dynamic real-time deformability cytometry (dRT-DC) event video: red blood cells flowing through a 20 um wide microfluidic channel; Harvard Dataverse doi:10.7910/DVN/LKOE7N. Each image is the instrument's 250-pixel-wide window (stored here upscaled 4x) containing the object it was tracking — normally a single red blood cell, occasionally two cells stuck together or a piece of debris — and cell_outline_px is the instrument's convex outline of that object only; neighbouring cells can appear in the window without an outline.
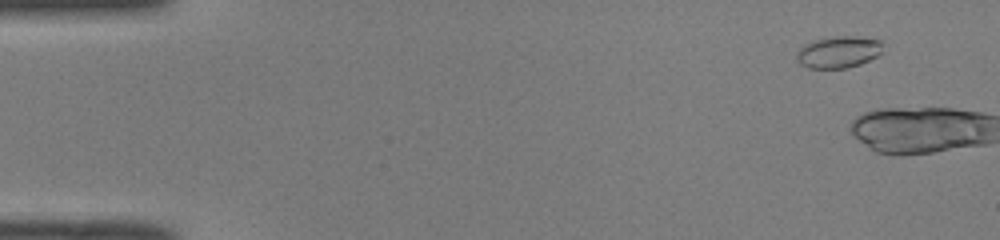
{"species": "common noctule bat (a hibernating species)", "species_latin": "Nyctalus noctula", "temperature_condition": "room temperature", "stored_images_in_passage": 3, "camera_frame_rate_fps": 3000, "um_per_image_px": 0.085, "animal": {"sex": "male", "body_mass_g": 19.0, "forearm_length_mm": 50.8}, "frame": {"image": 1, "passage_image": 1, "time_ms": 0.0, "image_size_px": [1000, 240], "cell_outline_px": [[884, 44], [880, 52], [876, 56], [860, 64], [844, 68], [808, 68], [800, 64], [796, 60], [796, 56], [800, 48], [812, 40], [836, 36], [852, 36], [880, 40]], "centroid_in_image_um": [71.25, 4.42], "position_along_channel_um": 13.7, "area_um2": 15.84}}